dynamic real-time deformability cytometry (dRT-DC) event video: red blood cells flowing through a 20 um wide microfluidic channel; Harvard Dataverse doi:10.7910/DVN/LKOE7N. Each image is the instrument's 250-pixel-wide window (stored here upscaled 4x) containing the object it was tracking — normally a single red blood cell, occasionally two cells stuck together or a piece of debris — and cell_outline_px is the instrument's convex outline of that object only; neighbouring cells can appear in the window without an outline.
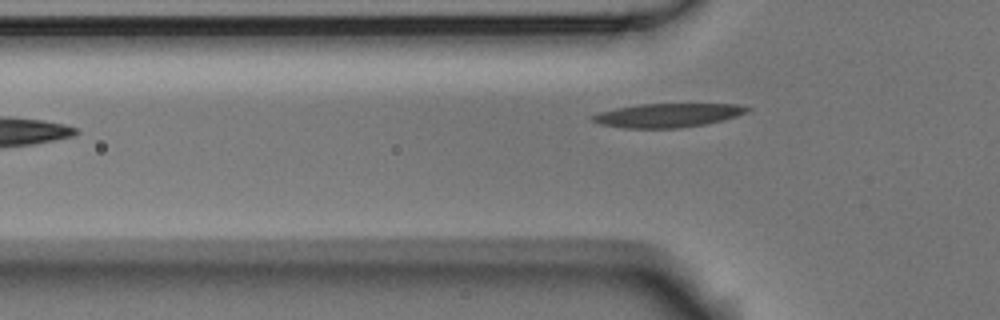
{"species": "Egyptian fruit bat (a non-hibernating species)", "species_latin": "Rousettus aegyptiacus", "temperature_condition": "room temperature", "stored_images_in_passage": 7, "segment_of_instrument_passage": [2, 2], "camera_frame_rate_fps": 3000, "um_per_image_px": 0.085, "animal": {"sex": "male"}, "frame": {"image": 1, "passage_image": 7, "time_ms": 2.0, "image_size_px": [1000, 320], "cell_outline_px": [[752, 108], [748, 112], [736, 116], [704, 124], [676, 128], [624, 128], [600, 124], [592, 120], [592, 116], [600, 112], [616, 108], [640, 104], [736, 104]], "centroid_in_image_um": [56.75, 9.79], "position_along_channel_um": 69.0, "area_um2": 21.21}}